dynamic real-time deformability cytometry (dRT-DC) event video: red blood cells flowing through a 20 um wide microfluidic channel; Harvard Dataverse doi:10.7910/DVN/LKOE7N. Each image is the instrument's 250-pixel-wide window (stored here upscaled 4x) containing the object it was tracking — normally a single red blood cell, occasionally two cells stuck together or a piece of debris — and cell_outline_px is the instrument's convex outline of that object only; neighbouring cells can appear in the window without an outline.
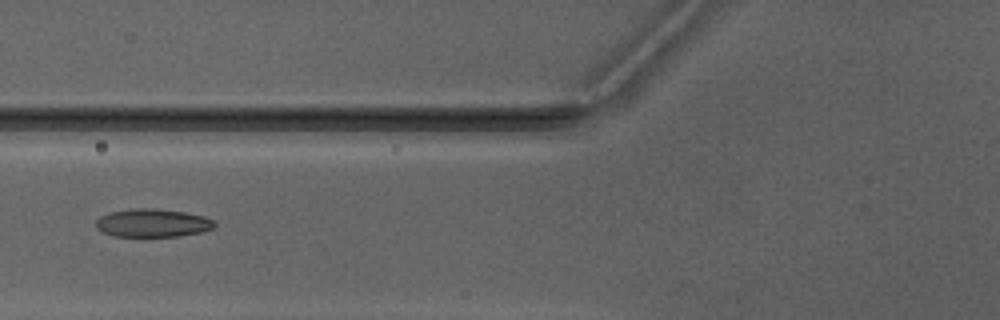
{"species": "Egyptian fruit bat (a non-hibernating species)", "species_latin": "Rousettus aegyptiacus", "temperature_condition": "warm", "stored_images_in_passage": 3, "camera_frame_rate_fps": 3000, "um_per_image_px": 0.085, "animal": {"sex": "male"}, "frame": {"image": 1, "passage_image": 2, "time_ms": 1.333, "image_size_px": [1000, 320], "cell_outline_px": [[216, 224], [212, 228], [204, 232], [176, 236], [116, 236], [104, 232], [96, 228], [96, 220], [100, 216], [108, 212], [132, 208], [156, 208], [184, 212], [204, 216], [212, 220]], "centroid_in_image_um": [12.96, 18.94], "position_along_channel_um": 112.8, "area_um2": 19.48}}
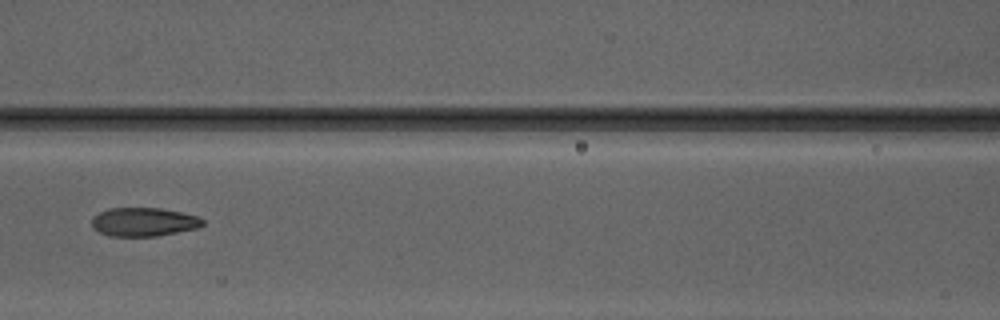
{"frame": {"image": 2, "passage_image": 3, "time_ms": 2.333, "image_size_px": [1000, 320], "cell_outline_px": [[204, 224], [200, 228], [156, 236], [108, 236], [92, 228], [92, 216], [108, 208], [160, 208], [180, 212], [196, 216], [204, 220]], "centroid_in_image_um": [12.2, 18.87], "position_along_channel_um": 154.4, "area_um2": 18.61}}